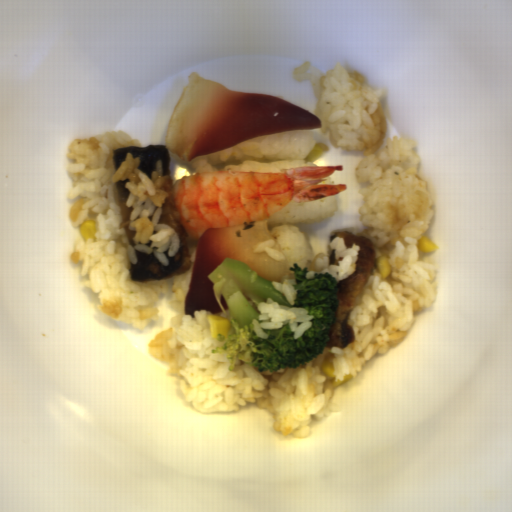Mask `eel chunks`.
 Returning <instances> with one entry per match:
<instances>
[{"mask_svg": "<svg viewBox=\"0 0 512 512\" xmlns=\"http://www.w3.org/2000/svg\"><path fill=\"white\" fill-rule=\"evenodd\" d=\"M127 153H131L133 159L140 157L137 169L145 173L151 180V172L156 170L158 159H161L162 162V177L170 175L171 152L165 144H149L145 147L135 145L112 149L114 172L124 161Z\"/></svg>", "mask_w": 512, "mask_h": 512, "instance_id": "obj_3", "label": "eel chunks"}, {"mask_svg": "<svg viewBox=\"0 0 512 512\" xmlns=\"http://www.w3.org/2000/svg\"><path fill=\"white\" fill-rule=\"evenodd\" d=\"M127 182H131L130 179H126L124 181H118L112 183V194L118 204L121 222L119 223L118 229H124L127 242L133 248L135 245L133 241V237L135 236L136 231L130 230V215L134 209L133 205L128 207L127 202L130 195V190L125 187Z\"/></svg>", "mask_w": 512, "mask_h": 512, "instance_id": "obj_4", "label": "eel chunks"}, {"mask_svg": "<svg viewBox=\"0 0 512 512\" xmlns=\"http://www.w3.org/2000/svg\"><path fill=\"white\" fill-rule=\"evenodd\" d=\"M335 237L344 238L345 245L348 248L356 244L360 246V250L358 251V261L355 262L356 271L345 279L339 280L336 286L339 288L337 292L339 306L335 309L336 322L331 327L330 341L327 342L325 347L330 350L332 347L343 349L352 343H356L353 328L348 326L350 314L358 306L362 292L377 260L373 240L343 229L331 230L329 232V242L333 241Z\"/></svg>", "mask_w": 512, "mask_h": 512, "instance_id": "obj_1", "label": "eel chunks"}, {"mask_svg": "<svg viewBox=\"0 0 512 512\" xmlns=\"http://www.w3.org/2000/svg\"><path fill=\"white\" fill-rule=\"evenodd\" d=\"M169 197L162 204V214L158 223L166 224L175 229L179 236L180 250L175 257H168L169 264L163 266L154 256L147 255L135 250L138 263L130 262L131 280L133 282H150L169 280L172 277H179L187 273L192 264L191 252L187 242L189 237L183 223L180 211L176 207L174 198L173 183L171 178L165 180L162 187Z\"/></svg>", "mask_w": 512, "mask_h": 512, "instance_id": "obj_2", "label": "eel chunks"}]
</instances>
